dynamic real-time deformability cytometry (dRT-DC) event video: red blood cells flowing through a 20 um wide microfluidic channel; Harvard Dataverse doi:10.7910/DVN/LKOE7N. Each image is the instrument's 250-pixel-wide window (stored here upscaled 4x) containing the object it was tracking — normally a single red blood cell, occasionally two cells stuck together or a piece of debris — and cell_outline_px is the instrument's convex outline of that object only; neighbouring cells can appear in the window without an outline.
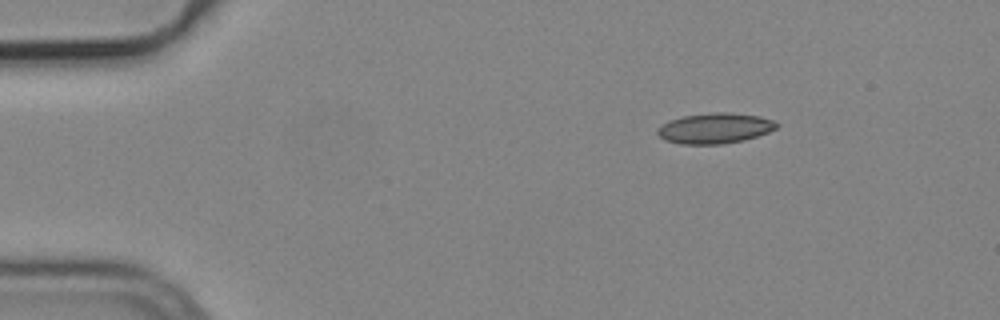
{"species": "common noctule bat (a hibernating species)", "species_latin": "Nyctalus noctula", "temperature_condition": "cold", "stored_images_in_passage": 47, "camera_frame_rate_fps": 3000, "um_per_image_px": 0.085, "animal": {"sex": "male", "body_mass_g": 19.2, "forearm_length_mm": 51.8}, "frame": {"image": 1, "passage_image": 1, "time_ms": 0.0, "image_size_px": [1000, 320], "cell_outline_px": [[780, 124], [776, 128], [768, 132], [744, 140], [720, 144], [680, 144], [664, 140], [656, 132], [656, 128], [668, 120], [684, 116], [716, 112], [728, 112], [760, 116], [776, 120]], "centroid_in_image_um": [60.77, 10.9], "position_along_channel_um": 24.2, "area_um2": 21.27}}
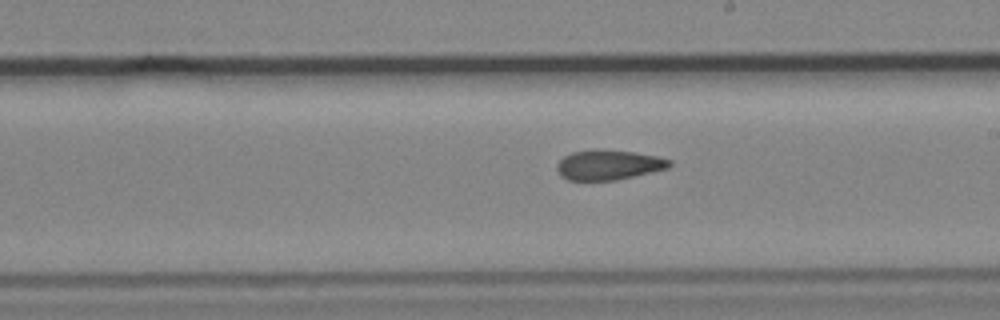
{"frame": {"image": 2, "passage_image": 24, "time_ms": 7.667, "image_size_px": [1000, 320], "cell_outline_px": [[672, 164], [668, 168], [652, 172], [616, 180], [568, 180], [560, 176], [556, 168], [556, 164], [564, 156], [572, 152], [592, 148], [636, 152], [656, 156], [672, 160]], "centroid_in_image_um": [51.71, 14.0], "position_along_channel_um": 237.3, "area_um2": 19.88}}
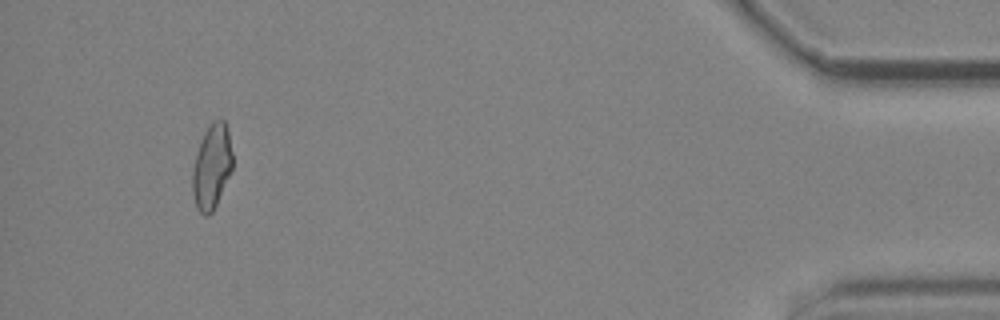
{"frame": {"image": 3, "passage_image": 44, "time_ms": 14.333, "image_size_px": [1000, 320], "cell_outline_px": [[232, 172], [212, 212], [208, 216], [204, 216], [196, 208], [192, 192], [192, 172], [196, 156], [204, 132], [212, 120], [220, 116], [224, 120], [228, 128], [232, 152]], "centroid_in_image_um": [18.01, 14.14], "position_along_channel_um": 417.2, "area_um2": 20.0}, "authors_computed_cell_mechanics": {"area_um2": 20.3456, "velocity_mm_per_s": 3.7785, "shape_relaxation_time_tau1_ms": null, "shape_relaxation_time_tau2_ms": 5.0419, "deformation_change_tau1": null, "deformation_change_tau2": 0.1161}}